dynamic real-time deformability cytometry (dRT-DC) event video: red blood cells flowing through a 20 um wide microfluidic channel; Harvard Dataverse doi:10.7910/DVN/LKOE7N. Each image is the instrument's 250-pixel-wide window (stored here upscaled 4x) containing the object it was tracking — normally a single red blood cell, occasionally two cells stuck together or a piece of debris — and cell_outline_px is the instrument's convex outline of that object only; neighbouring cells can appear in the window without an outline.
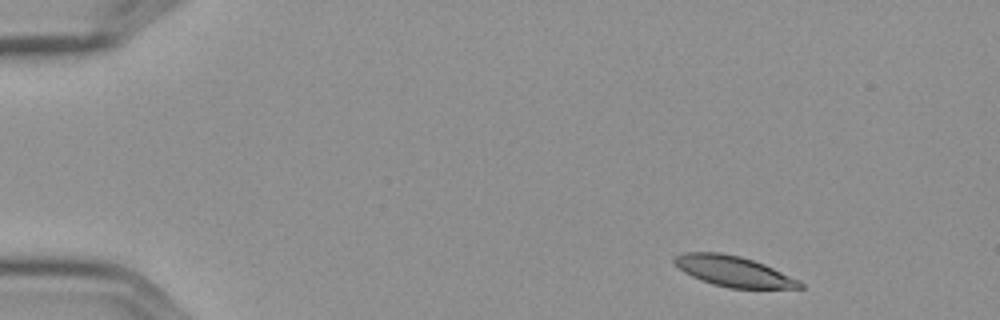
{"species": "Egyptian fruit bat (a non-hibernating species)", "species_latin": "Rousettus aegyptiacus", "temperature_condition": "cold", "stored_images_in_passage": 3, "camera_frame_rate_fps": 3000, "um_per_image_px": 0.085, "frame": {"image": 1, "passage_image": 1, "time_ms": 0.0, "image_size_px": [1000, 320], "cell_outline_px": [[804, 288], [728, 288], [712, 284], [700, 280], [684, 272], [672, 260], [676, 256], [684, 252], [720, 252], [740, 256], [764, 264], [804, 284]], "centroid_in_image_um": [62.3, 23.06], "position_along_channel_um": 22.7, "area_um2": 21.96}}